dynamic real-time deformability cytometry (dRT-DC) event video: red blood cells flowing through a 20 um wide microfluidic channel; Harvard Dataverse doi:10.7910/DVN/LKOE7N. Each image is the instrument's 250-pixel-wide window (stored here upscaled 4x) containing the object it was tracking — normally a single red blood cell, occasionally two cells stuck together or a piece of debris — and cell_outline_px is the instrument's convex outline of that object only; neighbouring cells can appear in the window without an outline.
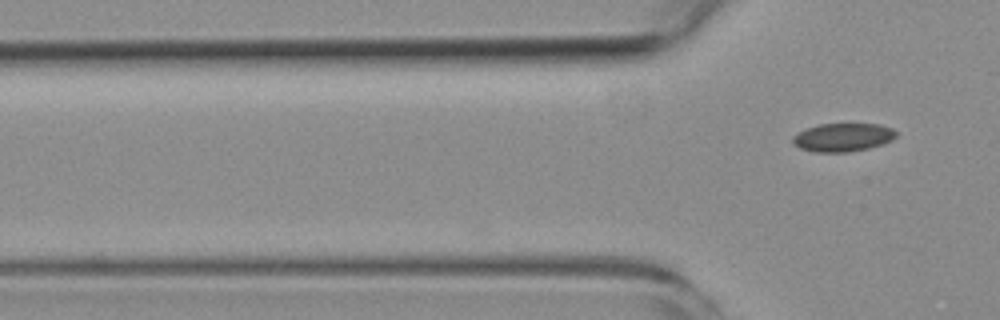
{"species": "common noctule bat (a hibernating species)", "species_latin": "Nyctalus noctula", "temperature_condition": "room temperature", "stored_images_in_passage": 2, "camera_frame_rate_fps": 3000, "um_per_image_px": 0.085, "animal": {"sex": "female", "body_mass_g": 19.3, "forearm_length_mm": 54.1}, "frame": {"image": 1, "passage_image": 2, "time_ms": 1.333, "image_size_px": [1000, 320], "cell_outline_px": [[896, 136], [892, 140], [868, 148], [848, 152], [812, 152], [800, 148], [792, 144], [792, 136], [808, 128], [820, 124], [880, 124], [892, 128], [896, 132]], "centroid_in_image_um": [71.62, 11.68], "position_along_channel_um": 54.2, "area_um2": 16.99}}